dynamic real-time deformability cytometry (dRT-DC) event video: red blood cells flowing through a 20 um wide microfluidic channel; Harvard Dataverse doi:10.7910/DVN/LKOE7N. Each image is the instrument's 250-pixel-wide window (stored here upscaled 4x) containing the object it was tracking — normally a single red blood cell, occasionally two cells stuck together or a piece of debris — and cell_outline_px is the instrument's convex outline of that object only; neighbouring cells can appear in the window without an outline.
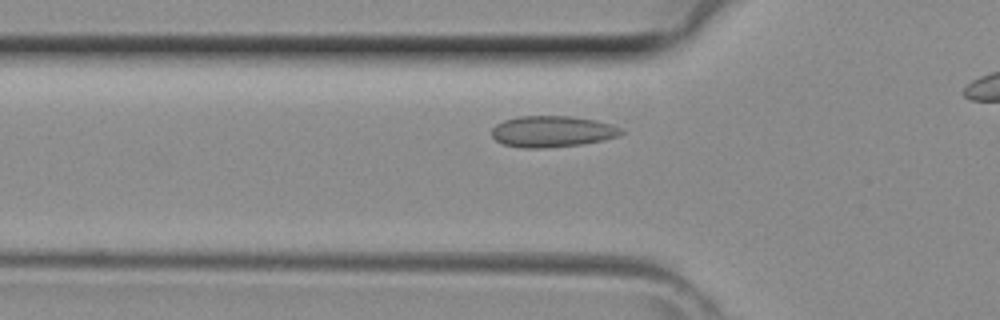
{"species": "common noctule bat (a hibernating species)", "species_latin": "Nyctalus noctula", "temperature_condition": "room temperature", "stored_images_in_passage": 29, "camera_frame_rate_fps": 3000, "um_per_image_px": 0.085, "animal": {"sex": "female", "body_mass_g": 29.2, "forearm_length_mm": 56.3}, "frame": {"image": 1, "passage_image": 8, "time_ms": 2.333, "image_size_px": [1000, 320], "cell_outline_px": [[624, 132], [620, 136], [604, 140], [580, 144], [544, 148], [520, 148], [504, 144], [496, 140], [492, 136], [492, 128], [496, 124], [504, 120], [516, 116], [572, 116], [596, 120], [612, 124], [620, 128]], "centroid_in_image_um": [46.94, 11.17], "position_along_channel_um": 78.9, "area_um2": 23.7}}
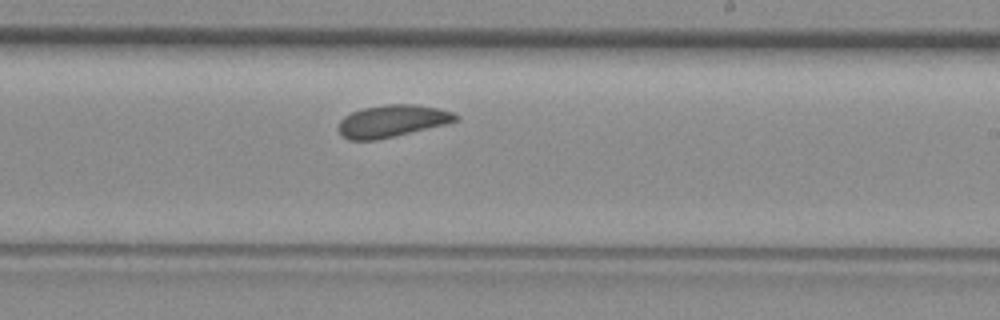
{"frame": {"image": 2, "passage_image": 19, "time_ms": 6.0, "image_size_px": [1000, 320], "cell_outline_px": [[460, 116], [456, 120], [444, 124], [376, 140], [348, 140], [340, 132], [340, 120], [344, 116], [352, 112], [364, 108], [384, 104], [412, 104], [440, 108], [452, 112]], "centroid_in_image_um": [33.33, 10.27], "position_along_channel_um": 255.7, "area_um2": 21.56}}
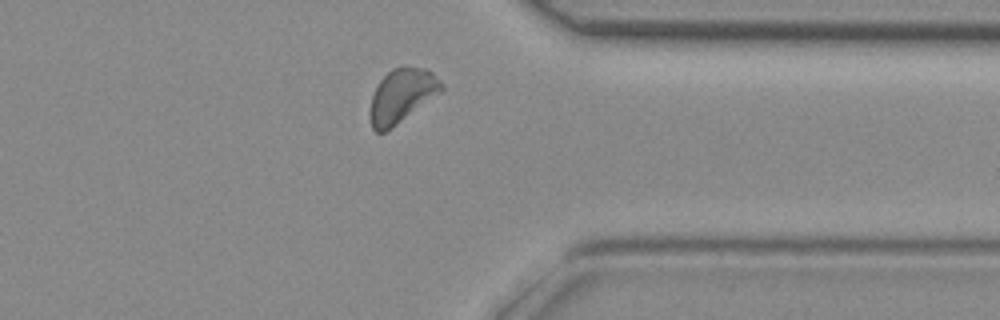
{"frame": {"image": 3, "passage_image": 27, "time_ms": 8.667, "image_size_px": [1000, 320], "cell_outline_px": [[444, 88], [440, 92], [384, 132], [376, 132], [372, 128], [368, 112], [372, 96], [380, 80], [392, 68], [404, 64], [424, 68], [432, 72], [444, 84]], "centroid_in_image_um": [34.13, 8.08], "position_along_channel_um": 377.3, "area_um2": 22.2}}